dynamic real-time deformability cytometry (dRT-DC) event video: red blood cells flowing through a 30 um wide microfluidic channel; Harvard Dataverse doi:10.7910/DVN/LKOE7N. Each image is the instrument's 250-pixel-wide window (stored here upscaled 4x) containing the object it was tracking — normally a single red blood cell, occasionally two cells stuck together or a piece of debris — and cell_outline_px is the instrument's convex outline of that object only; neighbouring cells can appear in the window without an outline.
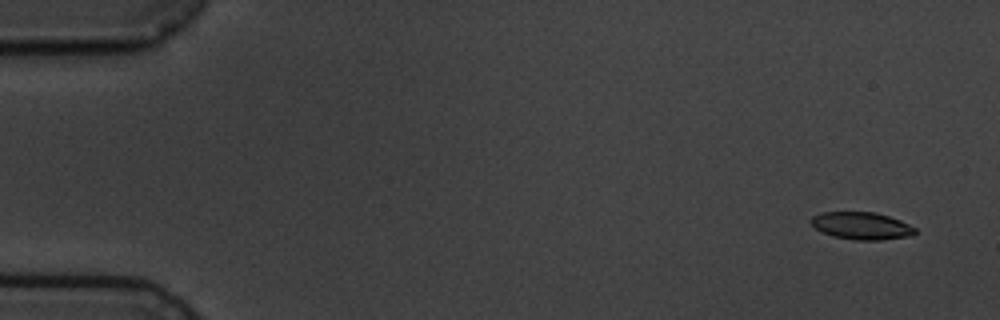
{"species": "common noctule bat (a hibernating species)", "species_latin": "Nyctalus noctula", "temperature_condition": "cold", "stored_images_in_passage": 5, "camera_frame_rate_fps": 3000, "um_per_image_px": 0.085, "animal": {"sex": "male", "body_mass_g": 19.5, "forearm_length_mm": 54.6}, "frame": {"image": 1, "passage_image": 1, "time_ms": 0.0, "image_size_px": [1000, 320], "cell_outline_px": [[916, 232], [912, 236], [880, 240], [856, 240], [832, 236], [816, 228], [812, 224], [812, 216], [824, 212], [876, 212], [900, 220], [916, 228]], "centroid_in_image_um": [73.27, 19.19], "position_along_channel_um": 11.7, "area_um2": 16.47}}
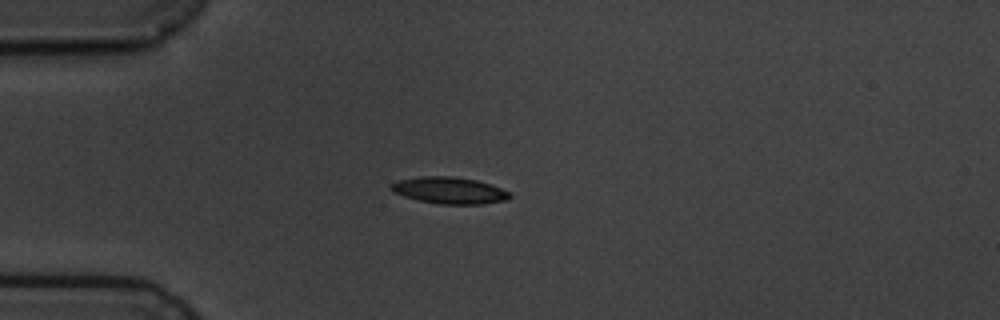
{"frame": {"image": 2, "passage_image": 4, "time_ms": 4.0, "image_size_px": [1000, 320], "cell_outline_px": [[512, 196], [508, 200], [480, 204], [440, 204], [420, 200], [404, 196], [392, 192], [388, 188], [388, 184], [396, 180], [420, 176], [456, 176], [476, 180], [492, 184], [512, 192]], "centroid_in_image_um": [38.19, 16.17], "position_along_channel_um": 46.8, "area_um2": 18.84}}